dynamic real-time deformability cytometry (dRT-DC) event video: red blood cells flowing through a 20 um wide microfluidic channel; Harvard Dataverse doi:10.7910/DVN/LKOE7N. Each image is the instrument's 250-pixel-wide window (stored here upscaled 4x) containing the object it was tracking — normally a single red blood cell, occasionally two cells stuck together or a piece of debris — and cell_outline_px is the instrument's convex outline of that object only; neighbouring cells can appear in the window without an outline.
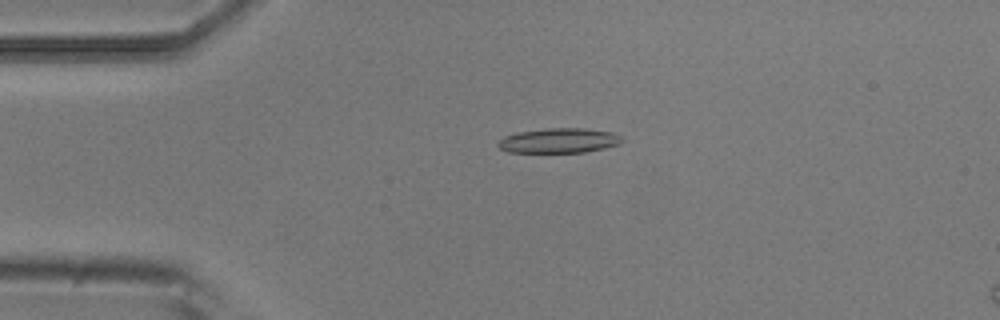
{"species": "common noctule bat (a hibernating species)", "species_latin": "Nyctalus noctula", "temperature_condition": "room temperature", "stored_images_in_passage": 50, "camera_frame_rate_fps": 3000, "um_per_image_px": 0.085, "animal": {"sex": "male", "body_mass_g": 20.5, "forearm_length_mm": 52.5}, "frame": {"image": 1, "passage_image": 11, "time_ms": 3.333, "image_size_px": [1000, 320], "cell_outline_px": [[624, 140], [620, 144], [604, 148], [584, 152], [508, 152], [500, 148], [496, 144], [504, 136], [516, 132], [548, 128], [584, 128], [612, 132], [624, 136]], "centroid_in_image_um": [47.54, 11.94], "position_along_channel_um": 37.5, "area_um2": 18.03}}
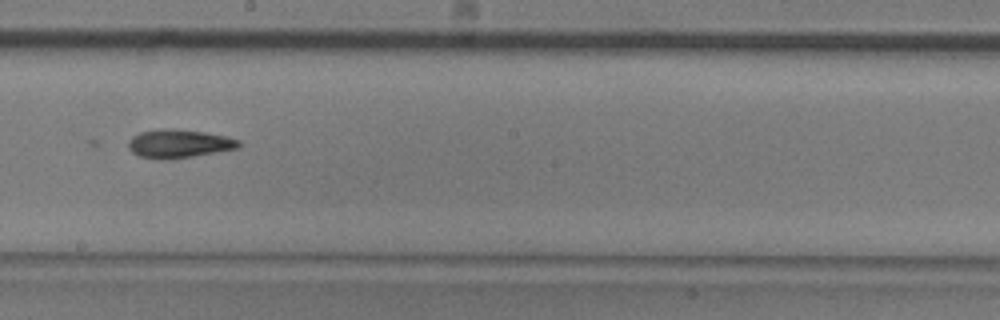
{"frame": {"image": 2, "passage_image": 28, "time_ms": 9.0, "image_size_px": [1000, 320], "cell_outline_px": [[240, 148], [172, 160], [156, 160], [140, 156], [132, 152], [128, 148], [128, 140], [132, 136], [140, 132], [160, 128], [172, 128], [204, 132], [228, 136], [240, 140]], "centroid_in_image_um": [15.2, 12.22], "position_along_channel_um": 233.0, "area_um2": 18.79}}
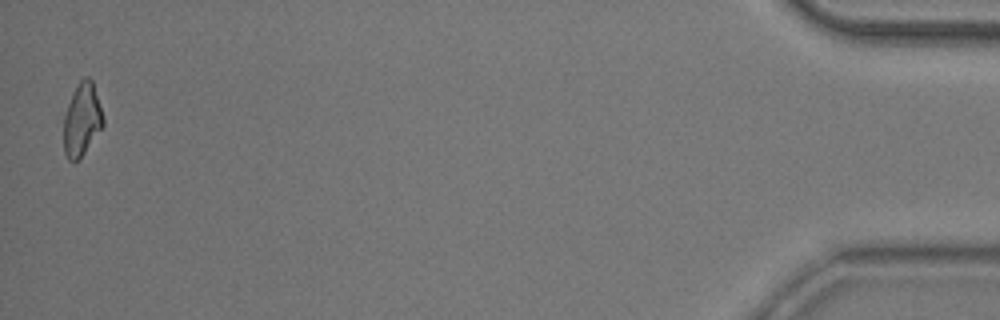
{"frame": {"image": 3, "passage_image": 50, "time_ms": 16.333, "image_size_px": [1000, 320], "cell_outline_px": [[104, 124], [80, 160], [72, 164], [68, 160], [64, 152], [56, 116], [80, 80], [84, 76], [88, 76], [92, 80], [104, 120]], "centroid_in_image_um": [6.79, 10.21], "position_along_channel_um": 428.4, "area_um2": 18.55}}